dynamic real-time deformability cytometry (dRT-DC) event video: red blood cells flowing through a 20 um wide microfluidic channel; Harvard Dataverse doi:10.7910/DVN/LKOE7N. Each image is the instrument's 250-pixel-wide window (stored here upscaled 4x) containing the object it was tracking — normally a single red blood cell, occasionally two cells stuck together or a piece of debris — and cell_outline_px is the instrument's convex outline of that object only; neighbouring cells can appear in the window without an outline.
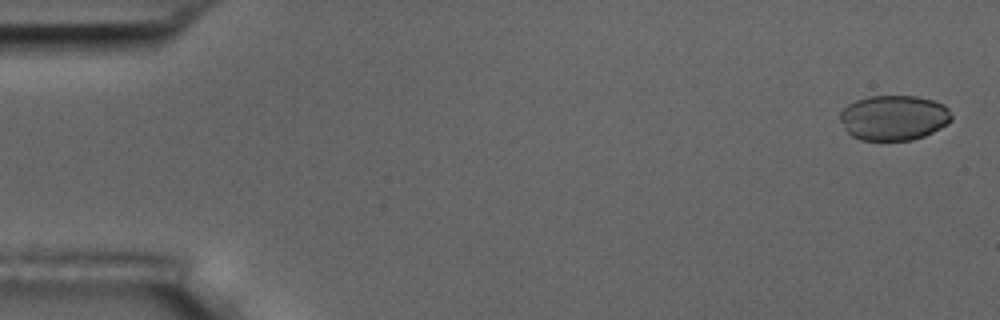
{"species": "common noctule bat (a hibernating species)", "species_latin": "Nyctalus noctula", "temperature_condition": "room temperature", "stored_images_in_passage": 6, "camera_frame_rate_fps": 3000, "um_per_image_px": 0.085, "animal": {"sex": "male", "body_mass_g": 17.5, "forearm_length_mm": 52.3}, "frame": {"image": 1, "passage_image": 1, "time_ms": 0.0, "image_size_px": [1000, 320], "cell_outline_px": [[952, 120], [948, 124], [924, 136], [912, 140], [860, 140], [852, 136], [844, 128], [840, 120], [840, 112], [848, 104], [856, 100], [868, 96], [916, 96], [932, 100], [944, 104], [948, 108], [952, 116]], "centroid_in_image_um": [75.97, 10.0], "position_along_channel_um": 9.0, "area_um2": 29.42}}